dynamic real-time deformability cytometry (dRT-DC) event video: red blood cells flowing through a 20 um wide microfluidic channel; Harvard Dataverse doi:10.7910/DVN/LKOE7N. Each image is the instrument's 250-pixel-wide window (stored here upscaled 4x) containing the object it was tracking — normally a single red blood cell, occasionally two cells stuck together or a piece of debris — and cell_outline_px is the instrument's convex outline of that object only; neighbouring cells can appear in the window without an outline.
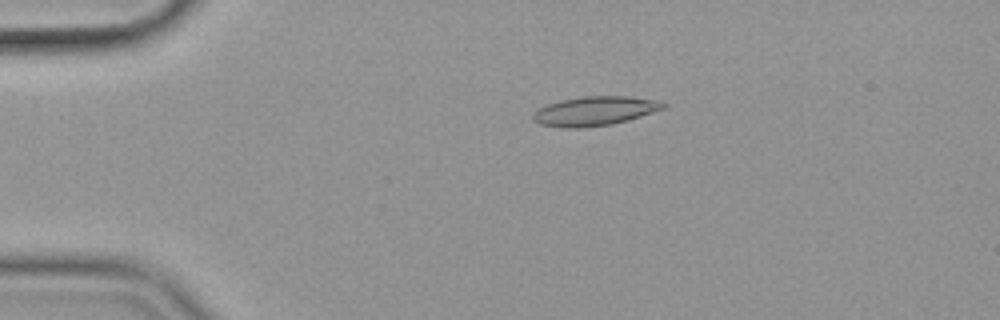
{"species": "common noctule bat (a hibernating species)", "species_latin": "Nyctalus noctula", "temperature_condition": "cold", "stored_images_in_passage": 55, "camera_frame_rate_fps": 3000, "um_per_image_px": 0.085, "animal": {"sex": "female", "body_mass_g": 19.9}, "frame": {"image": 1, "passage_image": 11, "time_ms": 3.333, "image_size_px": [1000, 320], "cell_outline_px": [[668, 104], [664, 108], [628, 120], [612, 124], [580, 128], [564, 128], [540, 124], [532, 120], [532, 116], [540, 108], [548, 104], [560, 100], [584, 96], [628, 96], [660, 100]], "centroid_in_image_um": [50.57, 9.43], "position_along_channel_um": 34.4, "area_um2": 22.14}}
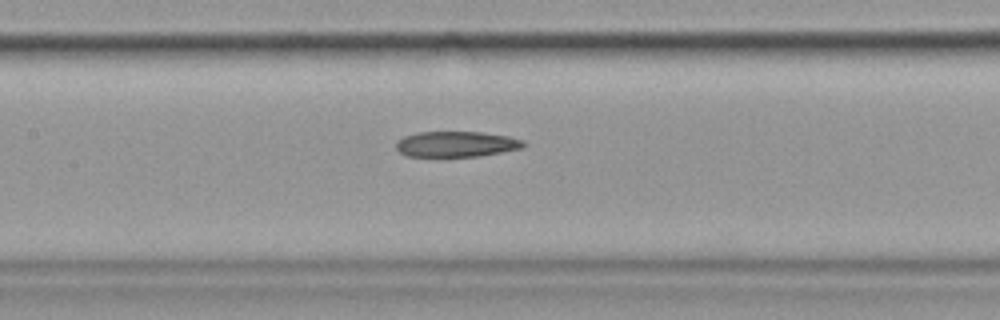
{"frame": {"image": 2, "passage_image": 26, "time_ms": 8.333, "image_size_px": [1000, 320], "cell_outline_px": [[524, 148], [480, 156], [404, 156], [396, 148], [396, 140], [404, 136], [416, 132], [484, 132], [508, 136], [524, 140]], "centroid_in_image_um": [38.78, 12.24], "position_along_channel_um": 168.6, "area_um2": 19.13}}
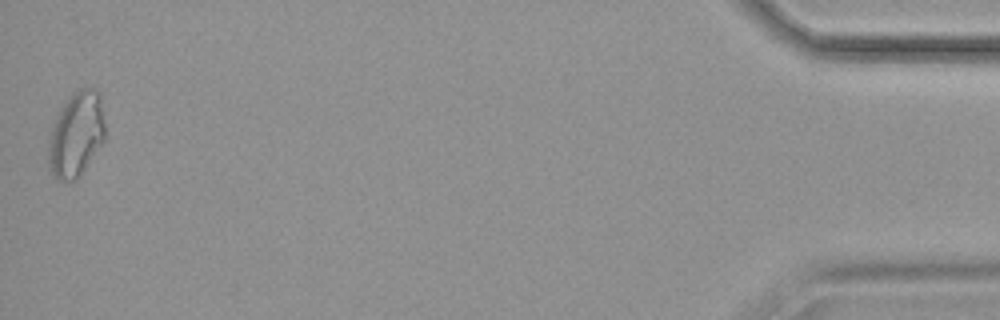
{"frame": {"image": 3, "passage_image": 55, "time_ms": 18.0, "image_size_px": [1000, 320], "cell_outline_px": [[104, 140], [80, 176], [76, 180], [60, 180], [52, 176], [48, 168], [48, 140], [56, 116], [64, 100], [72, 92], [80, 88], [92, 88], [100, 92], [104, 124]], "centroid_in_image_um": [6.45, 11.41], "position_along_channel_um": 428.7, "area_um2": 28.26}, "authors_computed_cell_mechanics": {"area_um2": 20.9814, "velocity_mm_per_s": 3.5865, "shape_relaxation_time_tau1_ms": null, "shape_relaxation_time_tau2_ms": 3.8021, "deformation_change_tau1": null, "deformation_change_tau2": 0.1228}}